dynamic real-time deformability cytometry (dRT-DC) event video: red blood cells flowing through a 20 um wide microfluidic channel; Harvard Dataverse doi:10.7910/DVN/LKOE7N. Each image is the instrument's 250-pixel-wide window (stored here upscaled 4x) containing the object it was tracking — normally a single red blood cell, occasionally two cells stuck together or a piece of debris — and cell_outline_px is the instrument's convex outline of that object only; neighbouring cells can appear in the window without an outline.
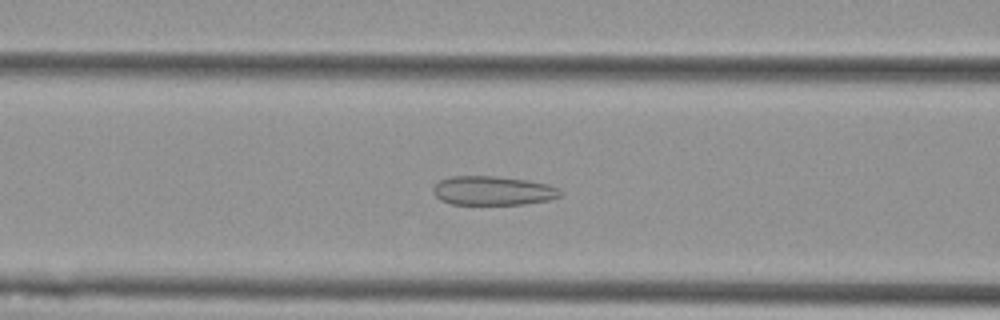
{"species": "Egyptian fruit bat (a non-hibernating species)", "species_latin": "Rousettus aegyptiacus", "temperature_condition": "cold", "stored_images_in_passage": 56, "camera_frame_rate_fps": 3000, "um_per_image_px": 0.085, "animal": {"sex": "female"}, "frame": {"image": 1, "passage_image": 23, "time_ms": 7.333, "image_size_px": [1000, 320], "cell_outline_px": [[564, 192], [560, 196], [548, 200], [524, 204], [452, 204], [440, 200], [432, 192], [432, 188], [440, 180], [452, 176], [496, 176], [524, 180], [548, 184]], "centroid_in_image_um": [41.87, 16.21], "position_along_channel_um": 124.7, "area_um2": 21.44}}
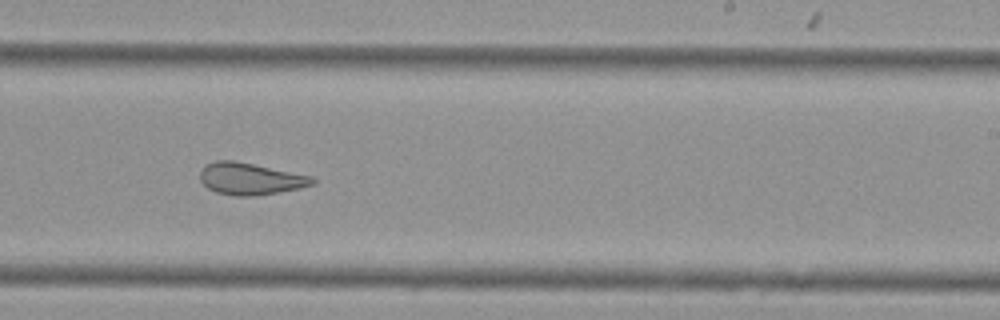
{"frame": {"image": 2, "passage_image": 35, "time_ms": 11.333, "image_size_px": [1000, 320], "cell_outline_px": [[316, 184], [256, 196], [236, 196], [216, 192], [208, 188], [200, 180], [200, 172], [204, 164], [216, 160], [232, 160], [312, 176], [316, 180]], "centroid_in_image_um": [21.24, 15.19], "position_along_channel_um": 267.8, "area_um2": 20.69}}
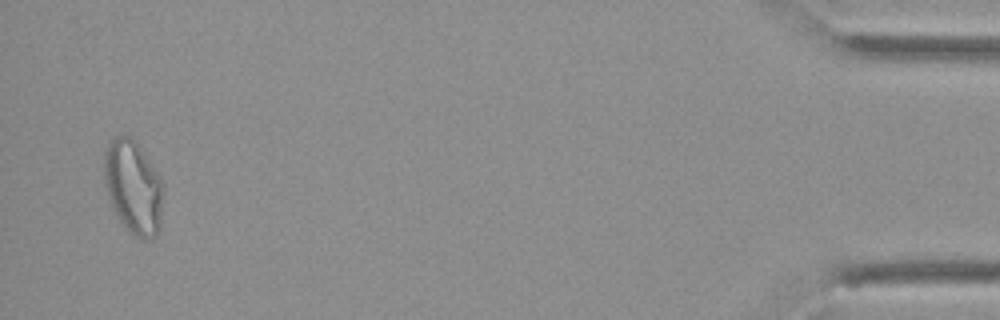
{"frame": {"image": 3, "passage_image": 55, "time_ms": 18.0, "image_size_px": [1000, 320], "cell_outline_px": [[164, 192], [160, 228], [156, 236], [148, 240], [140, 240], [120, 220], [108, 196], [104, 180], [104, 152], [108, 144], [116, 136], [128, 136], [136, 140], [160, 176], [164, 184]], "centroid_in_image_um": [11.37, 15.9], "position_along_channel_um": 423.8, "area_um2": 32.37}, "authors_computed_cell_mechanics": {"area_um2": 26.7614, "velocity_mm_per_s": 3.593, "shape_relaxation_time_tau1_ms": null, "shape_relaxation_time_tau2_ms": 2.0476, "deformation_change_tau1": null, "deformation_change_tau2": 0.0969}}